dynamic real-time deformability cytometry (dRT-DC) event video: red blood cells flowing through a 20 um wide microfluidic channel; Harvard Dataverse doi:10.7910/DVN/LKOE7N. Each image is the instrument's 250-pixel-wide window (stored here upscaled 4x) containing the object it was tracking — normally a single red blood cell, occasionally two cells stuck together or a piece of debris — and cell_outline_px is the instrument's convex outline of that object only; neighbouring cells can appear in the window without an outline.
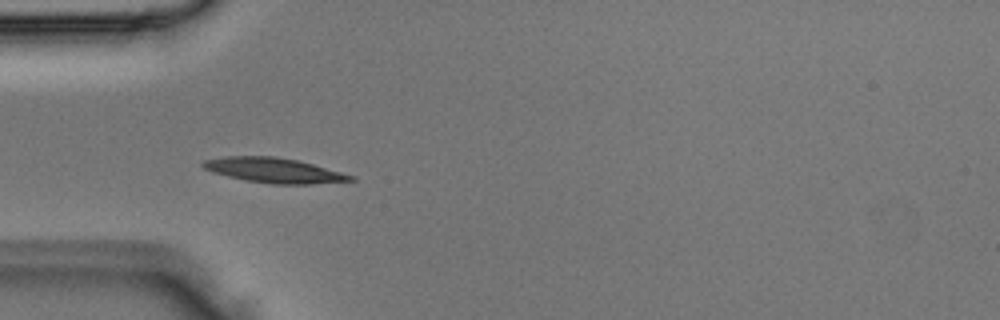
{"species": "Egyptian fruit bat (a non-hibernating species)", "species_latin": "Rousettus aegyptiacus", "temperature_condition": "room temperature", "stored_images_in_passage": 4, "camera_frame_rate_fps": 3000, "um_per_image_px": 0.085, "animal": {"sex": "male"}, "frame": {"image": 1, "passage_image": 4, "time_ms": 1.0, "image_size_px": [1000, 320], "cell_outline_px": [[356, 180], [312, 184], [272, 184], [248, 180], [228, 176], [212, 172], [204, 168], [200, 164], [204, 160], [228, 156], [272, 156], [296, 160], [312, 164], [356, 176]], "centroid_in_image_um": [23.3, 14.48], "position_along_channel_um": 61.7, "area_um2": 21.21}}